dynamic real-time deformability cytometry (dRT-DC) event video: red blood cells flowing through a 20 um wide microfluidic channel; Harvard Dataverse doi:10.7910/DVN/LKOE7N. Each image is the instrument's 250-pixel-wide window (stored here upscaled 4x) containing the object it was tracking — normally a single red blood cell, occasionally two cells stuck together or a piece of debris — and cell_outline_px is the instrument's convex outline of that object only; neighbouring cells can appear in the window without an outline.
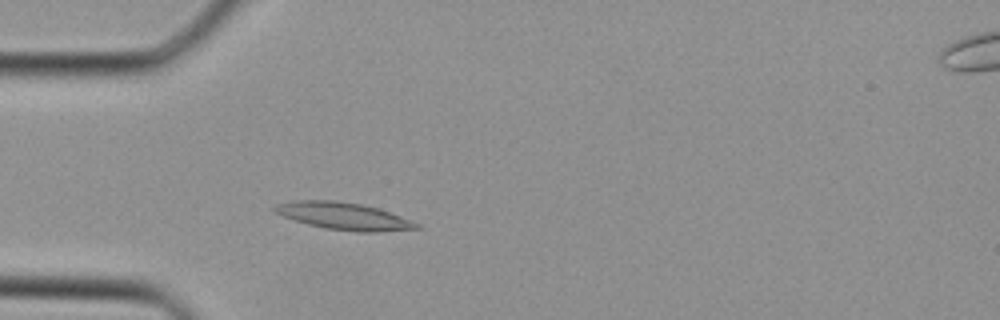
{"species": "Egyptian fruit bat (a non-hibernating species)", "species_latin": "Rousettus aegyptiacus", "temperature_condition": "cold", "stored_images_in_passage": 32, "camera_frame_rate_fps": 3000, "um_per_image_px": 0.085, "animal": {"sex": "female"}, "frame": {"image": 1, "passage_image": 5, "time_ms": 1.333, "image_size_px": [1000, 320], "cell_outline_px": [[420, 228], [380, 232], [356, 232], [324, 228], [308, 224], [284, 216], [276, 212], [272, 208], [276, 204], [292, 200], [336, 200], [360, 204], [380, 208], [412, 220], [420, 224]], "centroid_in_image_um": [29.25, 18.36], "position_along_channel_um": 55.7, "area_um2": 22.6}}
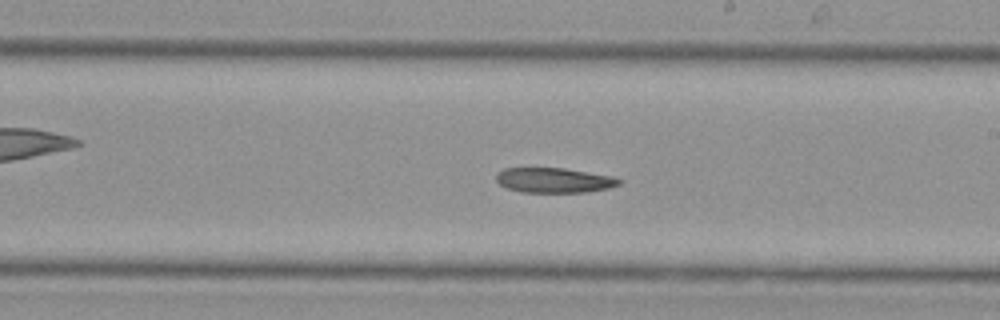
{"frame": {"image": 2, "passage_image": 16, "time_ms": 5.0, "image_size_px": [1000, 320], "cell_outline_px": [[624, 180], [620, 184], [608, 188], [588, 192], [520, 192], [508, 188], [500, 184], [496, 180], [496, 172], [504, 168], [564, 168], [612, 176]], "centroid_in_image_um": [47.1, 15.32], "position_along_channel_um": 241.9, "area_um2": 17.92}}
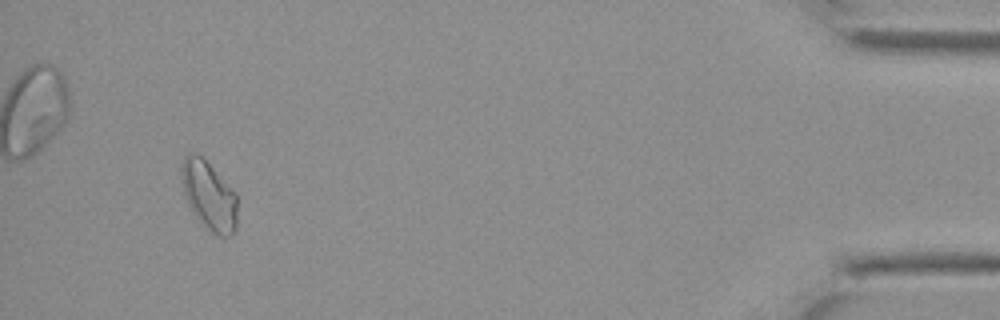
{"frame": {"image": 3, "passage_image": 30, "time_ms": 9.667, "image_size_px": [1000, 320], "cell_outline_px": [[236, 228], [228, 236], [220, 236], [212, 232], [196, 216], [188, 204], [184, 192], [180, 172], [180, 164], [184, 156], [188, 152], [200, 156], [236, 192]], "centroid_in_image_um": [17.74, 16.6], "position_along_channel_um": 417.5, "area_um2": 21.91}}